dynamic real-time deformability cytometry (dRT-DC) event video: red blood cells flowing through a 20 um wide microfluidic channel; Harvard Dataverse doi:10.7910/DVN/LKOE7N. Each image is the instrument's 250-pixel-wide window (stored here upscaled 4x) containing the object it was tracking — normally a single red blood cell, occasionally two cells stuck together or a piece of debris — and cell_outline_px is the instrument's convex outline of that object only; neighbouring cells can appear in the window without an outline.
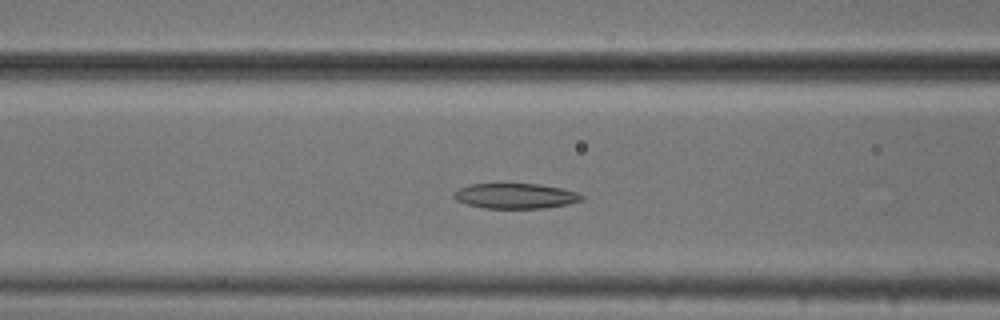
{"species": "common noctule bat (a hibernating species)", "species_latin": "Nyctalus noctula", "temperature_condition": "cold", "stored_images_in_passage": 51, "camera_frame_rate_fps": 3000, "um_per_image_px": 0.085, "animal": {"sex": "male", "body_mass_g": 20.5, "forearm_length_mm": 52.5}, "frame": {"image": 1, "passage_image": 19, "time_ms": 6.0, "image_size_px": [1000, 320], "cell_outline_px": [[584, 196], [580, 200], [568, 204], [544, 208], [484, 208], [468, 204], [456, 200], [452, 196], [452, 192], [456, 188], [468, 184], [540, 184], [560, 188], [576, 192]], "centroid_in_image_um": [43.74, 16.65], "position_along_channel_um": 122.9, "area_um2": 18.79}}
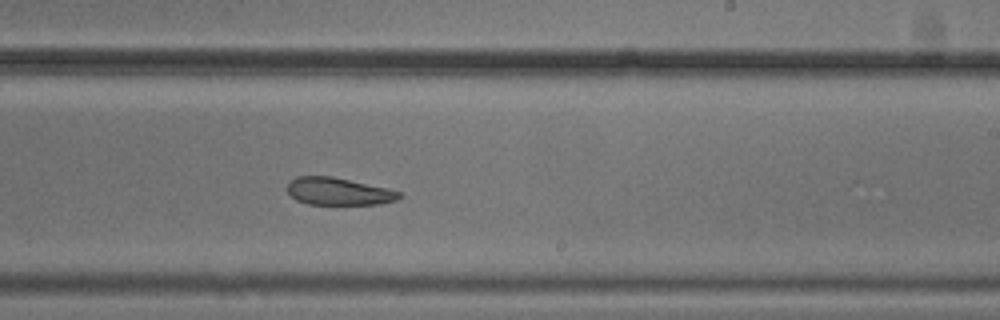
{"frame": {"image": 2, "passage_image": 30, "time_ms": 9.667, "image_size_px": [1000, 320], "cell_outline_px": [[404, 196], [396, 200], [380, 204], [308, 204], [296, 200], [288, 192], [288, 180], [296, 176], [332, 176], [388, 188], [400, 192]], "centroid_in_image_um": [28.78, 16.26], "position_along_channel_um": 260.2, "area_um2": 17.98}}
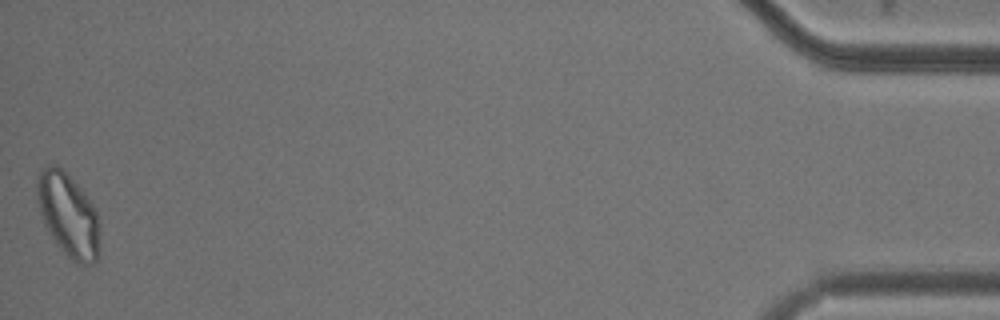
{"frame": {"image": 3, "passage_image": 51, "time_ms": 16.667, "image_size_px": [1000, 320], "cell_outline_px": [[100, 228], [96, 264], [76, 264], [56, 244], [48, 232], [44, 224], [36, 200], [36, 176], [48, 164], [56, 164], [84, 192], [96, 208], [100, 224]], "centroid_in_image_um": [5.79, 18.28], "position_along_channel_um": 429.4, "area_um2": 30.75}, "authors_computed_cell_mechanics": {"area_um2": 21.7328, "velocity_mm_per_s": 3.75, "shape_relaxation_time_tau1_ms": 5.6927, "shape_relaxation_time_tau2_ms": 3.3658, "deformation_change_tau1": 0.1334, "deformation_change_tau2": 0.0998}}